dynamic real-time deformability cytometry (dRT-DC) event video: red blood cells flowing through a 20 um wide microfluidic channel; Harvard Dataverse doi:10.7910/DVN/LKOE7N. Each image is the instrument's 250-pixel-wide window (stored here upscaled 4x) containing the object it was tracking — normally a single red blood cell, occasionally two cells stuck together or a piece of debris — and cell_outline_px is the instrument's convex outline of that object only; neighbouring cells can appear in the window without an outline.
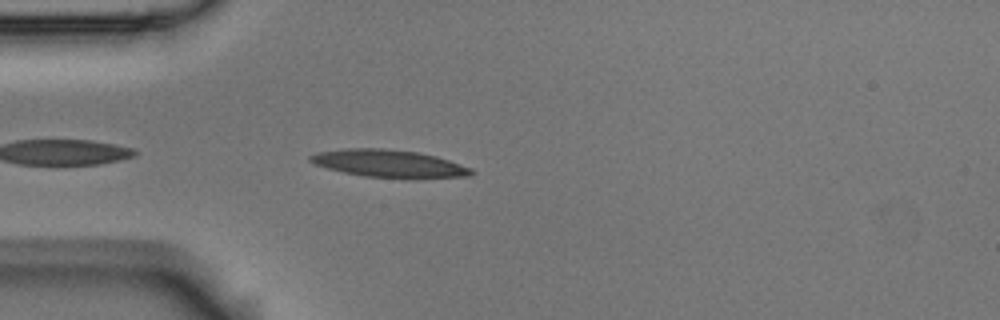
{"species": "Egyptian fruit bat (a non-hibernating species)", "species_latin": "Rousettus aegyptiacus", "temperature_condition": "room temperature", "stored_images_in_passage": 18, "camera_frame_rate_fps": 3000, "um_per_image_px": 0.085, "animal": {"sex": "male"}, "frame": {"image": 1, "passage_image": 3, "time_ms": 0.667, "image_size_px": [1000, 320], "cell_outline_px": [[476, 172], [472, 176], [408, 180], [364, 176], [344, 172], [328, 168], [316, 164], [308, 160], [308, 156], [316, 152], [348, 148], [384, 148], [416, 152], [436, 156], [472, 168]], "centroid_in_image_um": [33.13, 13.93], "position_along_channel_um": 51.9, "area_um2": 26.41}}
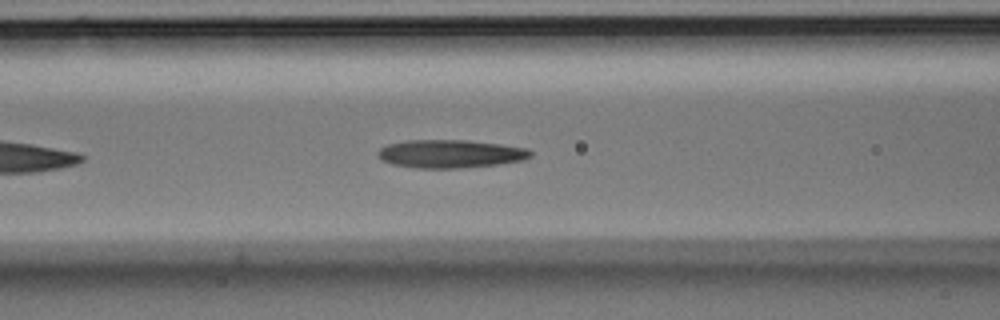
{"frame": {"image": 2, "passage_image": 10, "time_ms": 3.0, "image_size_px": [1000, 320], "cell_outline_px": [[532, 156], [524, 160], [496, 164], [460, 168], [416, 168], [392, 164], [376, 156], [376, 152], [380, 148], [388, 144], [404, 140], [464, 140], [500, 144], [528, 148], [532, 152]], "centroid_in_image_um": [38.26, 13.07], "position_along_channel_um": 128.3, "area_um2": 25.09}}
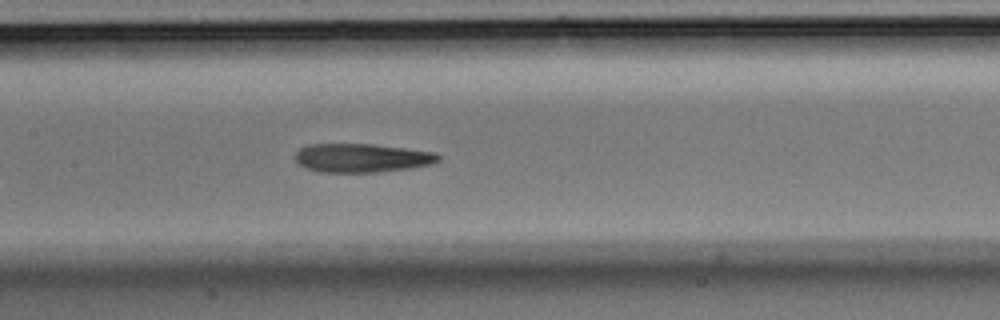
{"frame": {"image": 3, "passage_image": 14, "time_ms": 4.333, "image_size_px": [1000, 320], "cell_outline_px": [[440, 160], [432, 164], [412, 168], [380, 172], [320, 172], [304, 168], [296, 160], [296, 152], [300, 148], [308, 144], [372, 144], [436, 152], [440, 156]], "centroid_in_image_um": [30.77, 13.43], "position_along_channel_um": 176.6, "area_um2": 24.1}}